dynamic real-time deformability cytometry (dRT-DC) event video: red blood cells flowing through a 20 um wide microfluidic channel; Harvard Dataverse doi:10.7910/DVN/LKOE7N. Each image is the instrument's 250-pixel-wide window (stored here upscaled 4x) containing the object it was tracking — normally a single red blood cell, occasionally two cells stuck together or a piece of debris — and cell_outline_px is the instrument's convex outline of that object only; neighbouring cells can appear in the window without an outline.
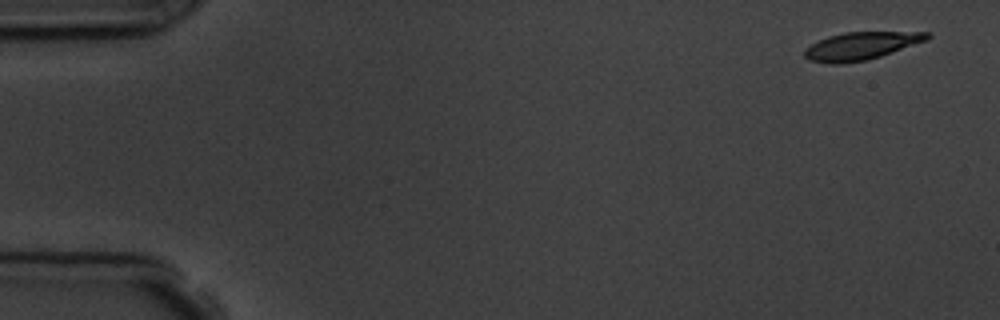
{"species": "common noctule bat (a hibernating species)", "species_latin": "Nyctalus noctula", "temperature_condition": "room temperature", "stored_images_in_passage": 4, "camera_frame_rate_fps": 3000, "um_per_image_px": 0.085, "animal": {"sex": "male", "body_mass_g": 19.5, "forearm_length_mm": 54.6}, "frame": {"image": 1, "passage_image": 1, "time_ms": 0.0, "image_size_px": [1000, 320], "cell_outline_px": [[932, 36], [928, 40], [880, 56], [864, 60], [840, 64], [828, 64], [808, 60], [804, 56], [804, 48], [828, 36], [844, 32], [932, 32]], "centroid_in_image_um": [73.18, 3.9], "position_along_channel_um": 11.8, "area_um2": 19.83}}
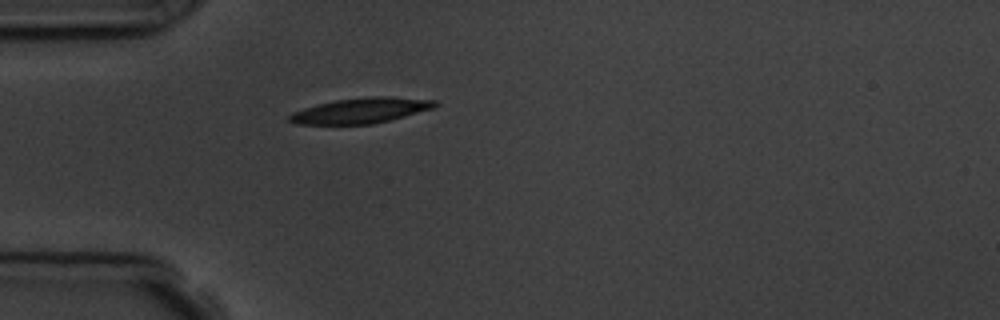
{"frame": {"image": 2, "passage_image": 4, "time_ms": 4.333, "image_size_px": [1000, 320], "cell_outline_px": [[440, 104], [436, 108], [372, 124], [296, 124], [288, 120], [288, 116], [292, 112], [304, 108], [336, 100], [368, 96], [388, 96], [436, 100]], "centroid_in_image_um": [30.72, 9.39], "position_along_channel_um": 54.3, "area_um2": 21.5}}